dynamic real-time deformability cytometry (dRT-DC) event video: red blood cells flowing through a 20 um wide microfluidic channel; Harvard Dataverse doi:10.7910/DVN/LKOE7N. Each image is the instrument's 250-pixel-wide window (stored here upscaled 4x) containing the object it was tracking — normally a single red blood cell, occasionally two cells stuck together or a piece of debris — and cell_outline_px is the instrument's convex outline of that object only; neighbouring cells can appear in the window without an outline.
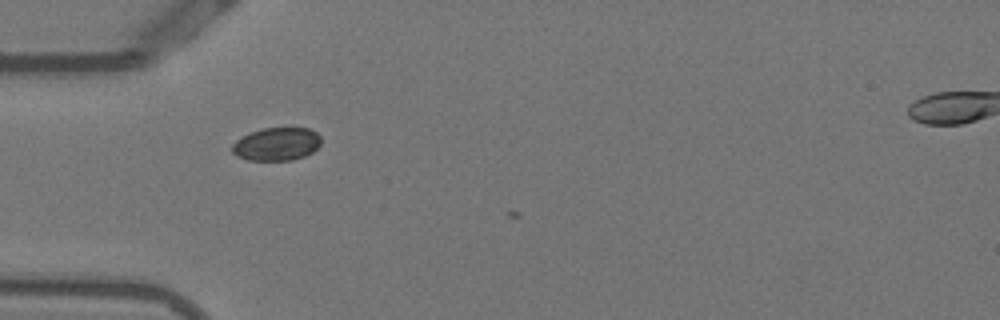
{"species": "Egyptian fruit bat (a non-hibernating species)", "species_latin": "Rousettus aegyptiacus", "temperature_condition": "warm", "stored_images_in_passage": 5, "camera_frame_rate_fps": 3000, "um_per_image_px": 0.085, "animal": {"sex": "female"}, "frame": {"image": 1, "passage_image": 4, "time_ms": 1.0, "image_size_px": [1000, 320], "cell_outline_px": [[320, 144], [312, 152], [304, 156], [292, 160], [248, 160], [236, 156], [232, 152], [232, 144], [236, 140], [252, 132], [264, 128], [308, 128], [316, 132], [320, 136]], "centroid_in_image_um": [23.51, 12.25], "position_along_channel_um": 61.5, "area_um2": 16.99}}